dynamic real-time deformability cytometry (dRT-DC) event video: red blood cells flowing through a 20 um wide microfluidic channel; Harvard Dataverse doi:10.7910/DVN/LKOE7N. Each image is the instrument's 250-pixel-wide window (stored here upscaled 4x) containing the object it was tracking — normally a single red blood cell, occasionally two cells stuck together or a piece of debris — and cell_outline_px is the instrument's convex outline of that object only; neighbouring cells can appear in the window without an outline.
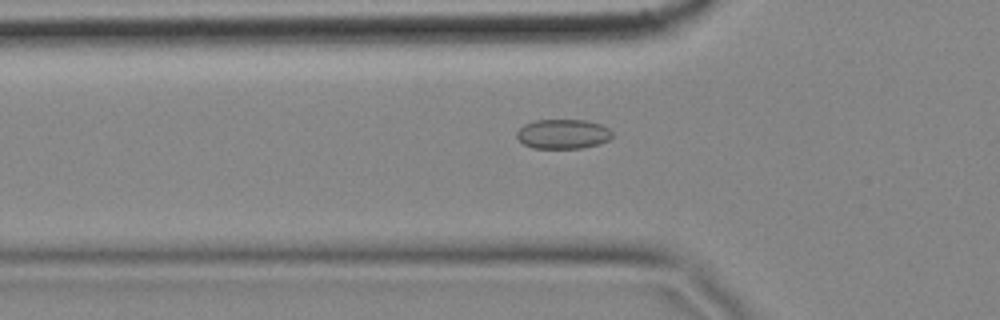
{"species": "common noctule bat (a hibernating species)", "species_latin": "Nyctalus noctula", "temperature_condition": "cold", "stored_images_in_passage": 53, "camera_frame_rate_fps": 3000, "um_per_image_px": 0.085, "animal": {"sex": "female", "body_mass_g": 18.4}, "frame": {"image": 1, "passage_image": 19, "time_ms": 6.0, "image_size_px": [1000, 320], "cell_outline_px": [[612, 136], [608, 140], [600, 144], [580, 148], [532, 148], [524, 144], [516, 136], [516, 132], [524, 124], [536, 120], [584, 120], [600, 124], [608, 128], [612, 132]], "centroid_in_image_um": [47.84, 11.39], "position_along_channel_um": 78.0, "area_um2": 16.42}}
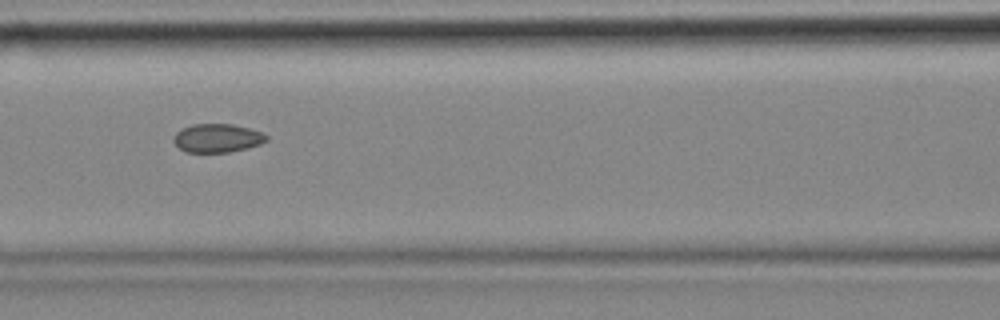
{"frame": {"image": 2, "passage_image": 25, "time_ms": 8.0, "image_size_px": [1000, 320], "cell_outline_px": [[268, 140], [260, 144], [248, 148], [228, 152], [184, 152], [172, 140], [176, 132], [192, 124], [232, 124], [248, 128], [260, 132], [268, 136]], "centroid_in_image_um": [18.47, 11.74], "position_along_channel_um": 148.1, "area_um2": 15.37}}
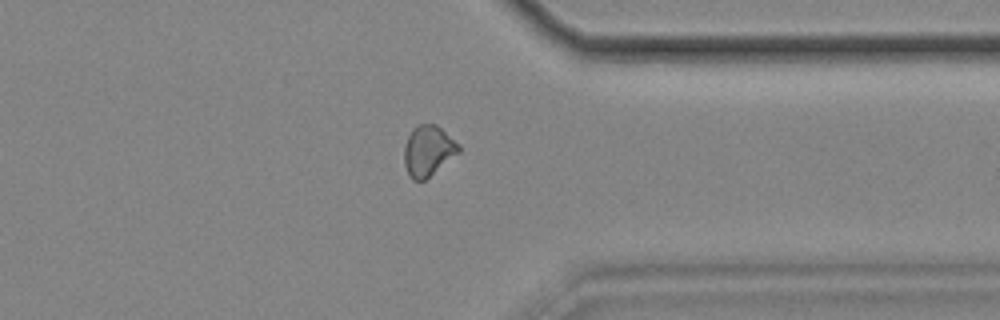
{"frame": {"image": 3, "passage_image": 45, "time_ms": 14.667, "image_size_px": [1000, 320], "cell_outline_px": [[460, 152], [424, 180], [412, 180], [408, 176], [404, 164], [404, 144], [412, 128], [416, 124], [436, 124], [460, 144]], "centroid_in_image_um": [36.38, 12.8], "position_along_channel_um": 375.0, "area_um2": 16.18}, "authors_computed_cell_mechanics": {"area_um2": 16.0106, "velocity_mm_per_s": 3.4869, "shape_relaxation_time_tau1_ms": null, "shape_relaxation_time_tau2_ms": 2.6527, "deformation_change_tau1": null, "deformation_change_tau2": 0.0588}}